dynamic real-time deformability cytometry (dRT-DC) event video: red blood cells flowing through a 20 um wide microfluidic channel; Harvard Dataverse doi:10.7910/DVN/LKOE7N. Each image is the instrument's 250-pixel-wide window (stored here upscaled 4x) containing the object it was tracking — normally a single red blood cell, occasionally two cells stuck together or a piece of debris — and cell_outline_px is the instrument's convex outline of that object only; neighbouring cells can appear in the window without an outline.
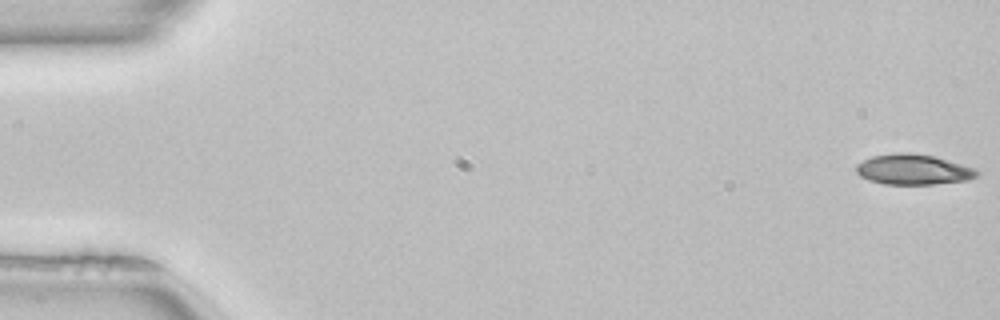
{"species": "common noctule bat (a hibernating species)", "species_latin": "Nyctalus noctula", "temperature_condition": "room temperature", "stored_images_in_passage": 13, "camera_frame_rate_fps": 3000, "um_per_image_px": 0.085, "animal": {"sex": "female", "body_mass_g": 22.7, "forearm_length_mm": 54.2}, "frame": {"image": 1, "passage_image": 1, "time_ms": 0.0, "image_size_px": [1000, 320], "cell_outline_px": [[980, 172], [976, 176], [968, 180], [932, 184], [884, 184], [868, 180], [860, 176], [856, 172], [856, 164], [872, 156], [900, 152], [908, 152], [932, 156], [976, 168]], "centroid_in_image_um": [77.61, 14.41], "position_along_channel_um": 7.4, "area_um2": 21.27}}